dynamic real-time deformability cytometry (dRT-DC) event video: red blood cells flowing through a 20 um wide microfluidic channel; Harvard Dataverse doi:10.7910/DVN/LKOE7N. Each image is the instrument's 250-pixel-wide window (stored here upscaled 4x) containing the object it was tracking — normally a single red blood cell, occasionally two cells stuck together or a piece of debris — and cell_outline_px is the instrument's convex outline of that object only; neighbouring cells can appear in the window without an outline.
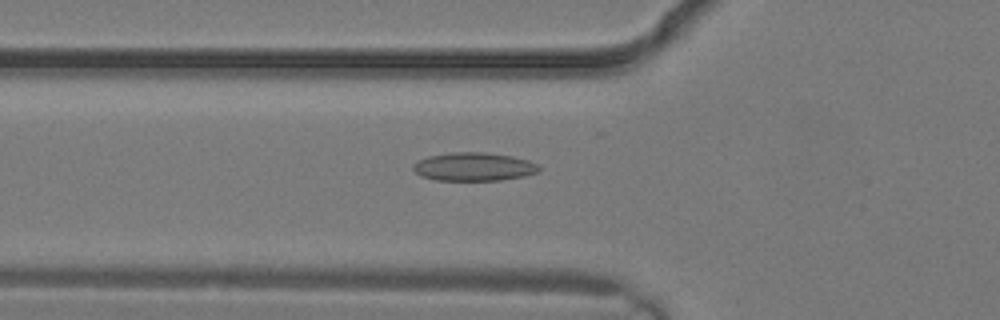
{"species": "common noctule bat (a hibernating species)", "species_latin": "Nyctalus noctula", "temperature_condition": "warm", "stored_images_in_passage": 3, "camera_frame_rate_fps": 3000, "um_per_image_px": 0.085, "animal": {"sex": "male", "body_mass_g": 19.2, "forearm_length_mm": 51.8}, "frame": {"image": 1, "passage_image": 3, "time_ms": 0.667, "image_size_px": [1000, 320], "cell_outline_px": [[540, 172], [524, 176], [500, 180], [436, 180], [420, 176], [412, 168], [412, 164], [428, 156], [452, 152], [484, 152], [512, 156], [528, 160], [540, 164]], "centroid_in_image_um": [40.3, 14.17], "position_along_channel_um": 85.5, "area_um2": 20.92}}